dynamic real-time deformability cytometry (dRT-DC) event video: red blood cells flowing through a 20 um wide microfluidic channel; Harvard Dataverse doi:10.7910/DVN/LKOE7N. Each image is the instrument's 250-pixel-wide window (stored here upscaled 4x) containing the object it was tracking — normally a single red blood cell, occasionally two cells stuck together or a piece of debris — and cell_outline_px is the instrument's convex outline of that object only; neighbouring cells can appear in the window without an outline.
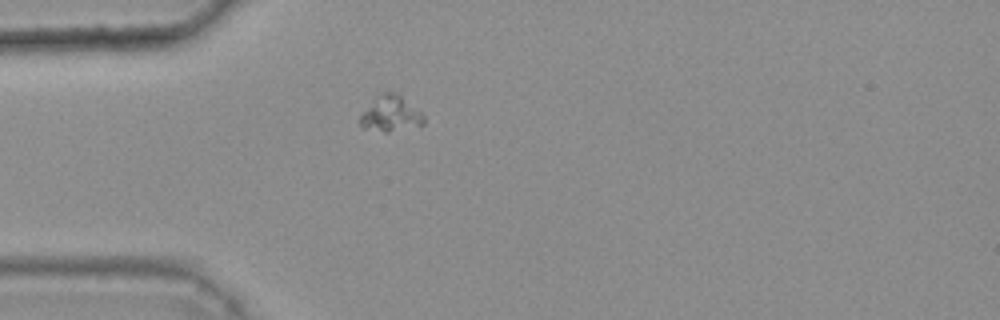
{"species": "common noctule bat (a hibernating species)", "species_latin": "Nyctalus noctula", "temperature_condition": "warm", "stored_images_in_passage": 28, "camera_frame_rate_fps": 3000, "um_per_image_px": 0.085, "animal": {"sex": "female", "body_mass_g": 25.1}, "frame": {"image": 1, "passage_image": 1, "time_ms": 0.0, "image_size_px": [1000, 320], "cell_outline_px": [[424, 124], [388, 132], [384, 132], [360, 128], [360, 116], [376, 96], [384, 92], [396, 92], [420, 112], [424, 116]], "centroid_in_image_um": [33.17, 9.69], "position_along_channel_um": 51.8, "area_um2": 13.01}}
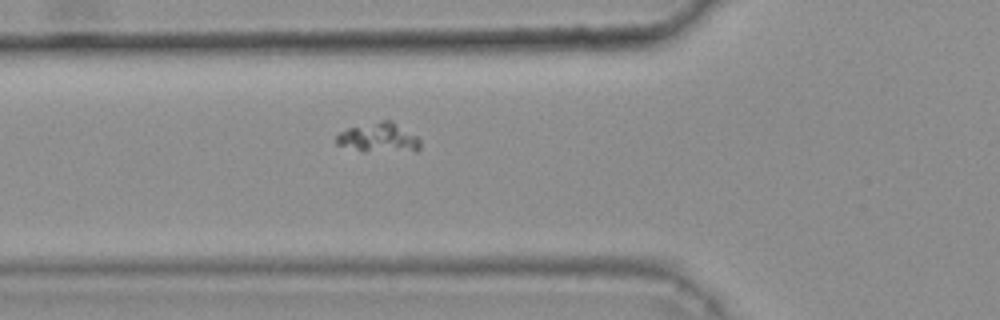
{"frame": {"image": 2, "passage_image": 5, "time_ms": 1.333, "image_size_px": [1000, 320], "cell_outline_px": [[420, 148], [416, 152], [364, 152], [336, 144], [336, 136], [340, 132], [348, 128], [380, 120], [392, 120], [416, 136], [420, 140]], "centroid_in_image_um": [32.22, 11.73], "position_along_channel_um": 93.6, "area_um2": 14.74}}